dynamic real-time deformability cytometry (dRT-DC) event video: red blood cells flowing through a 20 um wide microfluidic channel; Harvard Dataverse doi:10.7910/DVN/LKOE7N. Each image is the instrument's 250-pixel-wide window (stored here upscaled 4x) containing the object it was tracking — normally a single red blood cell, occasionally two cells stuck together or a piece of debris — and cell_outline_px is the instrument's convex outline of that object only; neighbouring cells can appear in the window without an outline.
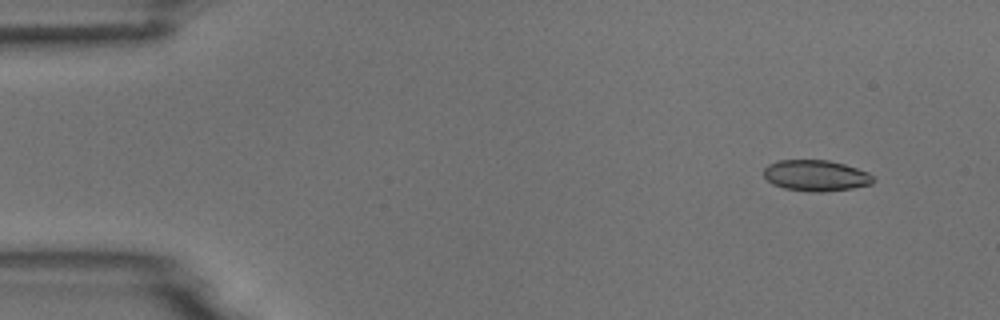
{"species": "common noctule bat (a hibernating species)", "species_latin": "Nyctalus noctula", "temperature_condition": "room temperature", "stored_images_in_passage": 6, "camera_frame_rate_fps": 3000, "um_per_image_px": 0.085, "animal": {"sex": "male", "body_mass_g": 18.8}, "frame": {"image": 1, "passage_image": 2, "time_ms": 1.333, "image_size_px": [1000, 320], "cell_outline_px": [[876, 180], [872, 184], [852, 188], [824, 192], [812, 192], [784, 188], [772, 184], [764, 176], [764, 168], [768, 164], [780, 160], [828, 160], [844, 164], [868, 172]], "centroid_in_image_um": [69.35, 14.93], "position_along_channel_um": 15.6, "area_um2": 19.83}}
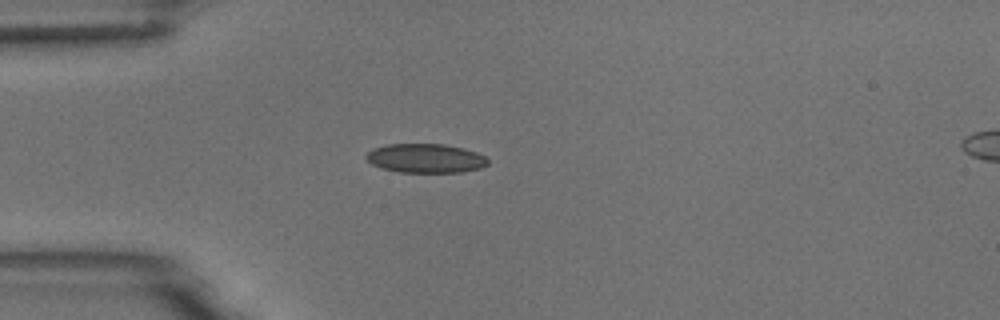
{"frame": {"image": 2, "passage_image": 5, "time_ms": 4.667, "image_size_px": [1000, 320], "cell_outline_px": [[488, 164], [480, 168], [460, 172], [400, 172], [380, 168], [372, 164], [364, 156], [372, 148], [388, 144], [444, 144], [464, 148], [476, 152], [484, 156], [488, 160]], "centroid_in_image_um": [36.15, 13.45], "position_along_channel_um": 48.8, "area_um2": 20.63}}